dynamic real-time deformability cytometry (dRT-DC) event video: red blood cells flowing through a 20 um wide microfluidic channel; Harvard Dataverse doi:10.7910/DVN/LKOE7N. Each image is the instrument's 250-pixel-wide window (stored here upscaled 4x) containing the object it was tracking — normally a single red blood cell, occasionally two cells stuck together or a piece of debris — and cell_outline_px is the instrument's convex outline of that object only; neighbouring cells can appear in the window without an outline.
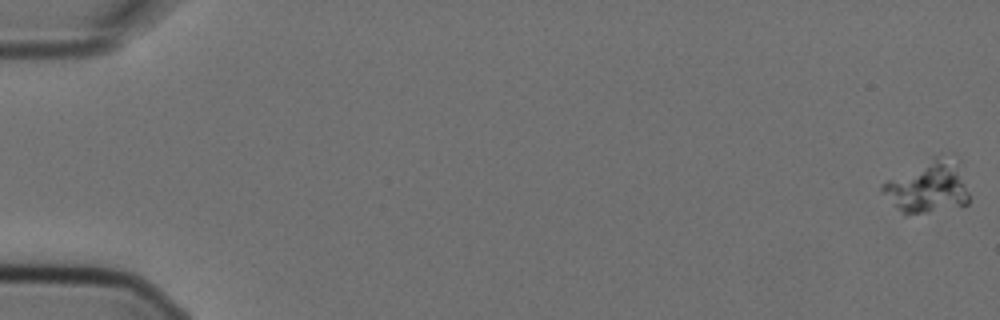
{"species": "Egyptian fruit bat (a non-hibernating species)", "species_latin": "Rousettus aegyptiacus", "temperature_condition": "cold", "stored_images_in_passage": 6, "camera_frame_rate_fps": 3000, "um_per_image_px": 0.085, "animal": {"sex": "female"}, "frame": {"image": 1, "passage_image": 1, "time_ms": 0.0, "image_size_px": [1000, 320], "cell_outline_px": [[968, 204], [928, 212], [904, 216], [896, 208], [880, 188], [880, 184], [932, 156], [936, 156], [956, 172], [964, 184], [968, 192]], "centroid_in_image_um": [78.71, 16.01], "position_along_channel_um": 6.3, "area_um2": 24.57}}